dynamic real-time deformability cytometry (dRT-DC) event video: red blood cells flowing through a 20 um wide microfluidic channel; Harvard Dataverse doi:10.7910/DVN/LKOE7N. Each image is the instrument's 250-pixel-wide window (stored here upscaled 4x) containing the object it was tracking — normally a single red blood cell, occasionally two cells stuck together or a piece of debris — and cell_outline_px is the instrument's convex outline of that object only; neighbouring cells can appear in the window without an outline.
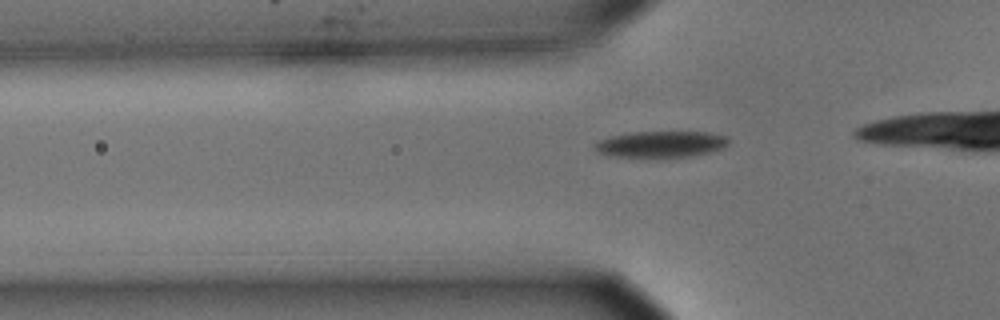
{"species": "common noctule bat (a hibernating species)", "species_latin": "Nyctalus noctula", "temperature_condition": "cold", "stored_images_in_passage": 34, "camera_frame_rate_fps": 3000, "um_per_image_px": 0.085, "animal": {"sex": "male", "body_mass_g": 15.6}, "frame": {"image": 1, "passage_image": 7, "time_ms": 2.0, "image_size_px": [1000, 320], "cell_outline_px": [[728, 144], [720, 148], [708, 152], [688, 156], [616, 156], [600, 152], [592, 144], [600, 140], [612, 136], [628, 132], [704, 132], [724, 136], [728, 140]], "centroid_in_image_um": [56.15, 12.23], "position_along_channel_um": 69.6, "area_um2": 19.71}}
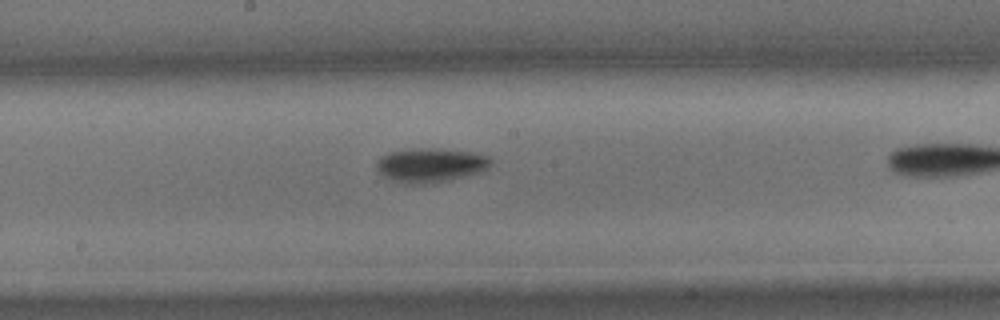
{"frame": {"image": 2, "passage_image": 19, "time_ms": 6.0, "image_size_px": [1000, 320], "cell_outline_px": [[492, 160], [488, 168], [480, 172], [448, 180], [424, 184], [404, 184], [392, 180], [384, 176], [376, 168], [376, 160], [380, 156], [388, 152], [412, 148], [440, 148], [472, 152], [488, 156]], "centroid_in_image_um": [36.56, 14.02], "position_along_channel_um": 211.6, "area_um2": 22.95}}
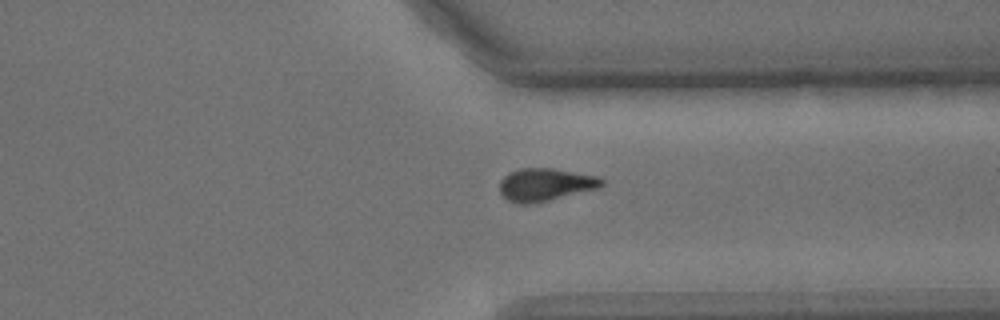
{"frame": {"image": 3, "passage_image": 32, "time_ms": 10.333, "image_size_px": [1000, 320], "cell_outline_px": [[604, 184], [596, 188], [548, 200], [528, 204], [520, 204], [508, 200], [500, 192], [500, 180], [508, 172], [520, 168], [552, 168], [600, 176], [604, 180]], "centroid_in_image_um": [46.33, 15.67], "position_along_channel_um": 365.1, "area_um2": 19.31}}